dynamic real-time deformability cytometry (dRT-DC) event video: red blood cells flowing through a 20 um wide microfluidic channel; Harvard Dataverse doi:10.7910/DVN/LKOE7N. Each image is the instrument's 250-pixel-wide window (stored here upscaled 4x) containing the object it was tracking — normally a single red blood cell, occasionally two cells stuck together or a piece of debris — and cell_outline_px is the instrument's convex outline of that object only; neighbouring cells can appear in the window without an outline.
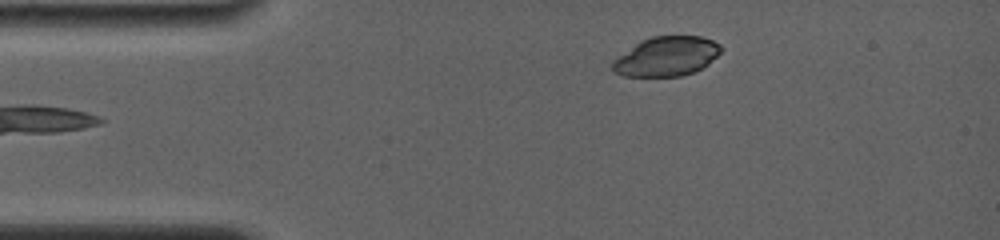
{"species": "common noctule bat (a hibernating species)", "species_latin": "Nyctalus noctula", "temperature_condition": "room temperature", "stored_images_in_passage": 71, "camera_frame_rate_fps": 4000, "um_per_image_px": 0.085, "animal": {"sex": "female", "body_mass_g": 19.0, "forearm_length_mm": 56.7}, "frame": {"image": 1, "passage_image": 3, "time_ms": 0.5, "image_size_px": [1000, 240], "cell_outline_px": [[724, 48], [708, 64], [692, 72], [680, 76], [624, 76], [612, 72], [612, 60], [640, 40], [652, 36], [700, 36], [712, 40], [720, 44]], "centroid_in_image_um": [56.62, 4.78], "position_along_channel_um": 28.4, "area_um2": 24.97}}
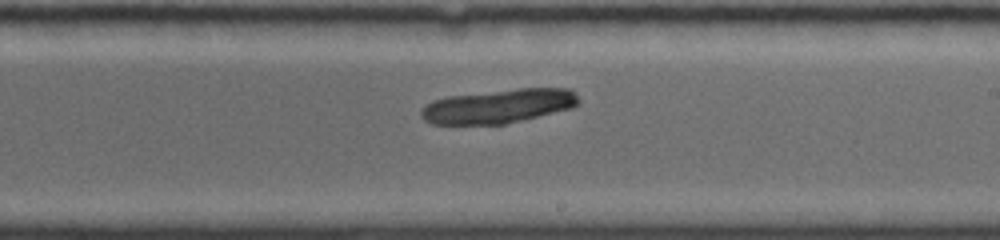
{"frame": {"image": 2, "passage_image": 40, "time_ms": 7.5, "image_size_px": [1000, 240], "cell_outline_px": [[580, 104], [572, 108], [504, 124], [432, 124], [424, 120], [420, 116], [420, 112], [432, 100], [448, 96], [516, 88], [572, 88], [576, 92], [580, 100]], "centroid_in_image_um": [42.42, 9.01], "position_along_channel_um": 246.6, "area_um2": 31.39}}
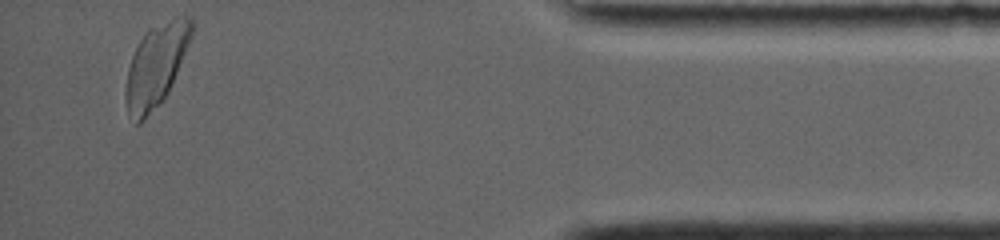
{"frame": {"image": 3, "passage_image": 71, "time_ms": 13.25, "image_size_px": [1000, 240], "cell_outline_px": [[196, 28], [168, 92], [144, 120], [140, 124], [136, 124], [128, 112], [124, 100], [124, 88], [128, 68], [132, 56], [140, 40], [148, 28], [176, 16], [192, 16], [196, 24]], "centroid_in_image_um": [13.28, 5.51], "position_along_channel_um": 421.9, "area_um2": 31.85}}